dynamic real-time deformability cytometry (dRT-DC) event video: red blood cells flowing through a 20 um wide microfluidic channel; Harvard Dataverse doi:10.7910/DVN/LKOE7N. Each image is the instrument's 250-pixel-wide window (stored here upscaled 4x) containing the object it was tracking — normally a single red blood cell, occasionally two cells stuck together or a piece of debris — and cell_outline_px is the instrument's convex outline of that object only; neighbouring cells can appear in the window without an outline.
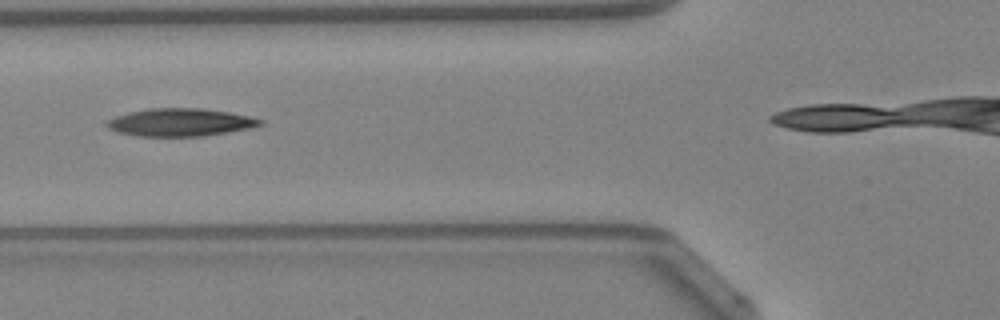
{"species": "Egyptian fruit bat (a non-hibernating species)", "species_latin": "Rousettus aegyptiacus", "temperature_condition": "warm", "stored_images_in_passage": 30, "camera_frame_rate_fps": 3000, "um_per_image_px": 0.085, "animal": {"sex": "female"}, "frame": {"image": 1, "passage_image": 9, "time_ms": 2.667, "image_size_px": [1000, 320], "cell_outline_px": [[264, 124], [248, 128], [204, 136], [136, 136], [120, 132], [108, 128], [104, 124], [108, 120], [116, 116], [128, 112], [152, 108], [200, 108], [228, 112], [248, 116], [264, 120]], "centroid_in_image_um": [15.31, 10.39], "position_along_channel_um": 110.5, "area_um2": 24.62}}